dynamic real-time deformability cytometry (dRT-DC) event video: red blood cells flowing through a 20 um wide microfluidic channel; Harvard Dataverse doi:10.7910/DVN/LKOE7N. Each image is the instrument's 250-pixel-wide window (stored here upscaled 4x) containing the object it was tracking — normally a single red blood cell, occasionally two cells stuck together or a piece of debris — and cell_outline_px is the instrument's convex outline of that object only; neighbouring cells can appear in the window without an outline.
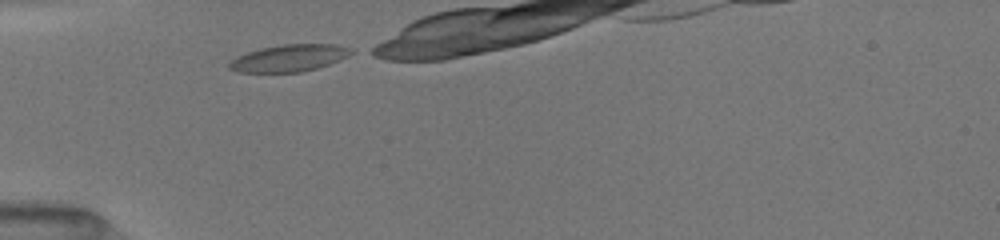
{"species": "common noctule bat (a hibernating species)", "species_latin": "Nyctalus noctula", "temperature_condition": "room temperature", "stored_images_in_passage": 16, "camera_frame_rate_fps": 3000, "um_per_image_px": 0.085, "animal": {"sex": "female", "body_mass_g": 19.5, "forearm_length_mm": 54.1}, "frame": {"image": 1, "passage_image": 1, "time_ms": 0.0, "image_size_px": [1000, 240], "cell_outline_px": [[356, 52], [340, 60], [316, 68], [300, 72], [236, 72], [228, 68], [228, 64], [236, 56], [260, 48], [280, 44], [336, 44], [352, 48]], "centroid_in_image_um": [24.59, 4.92], "position_along_channel_um": 60.4, "area_um2": 19.31}}
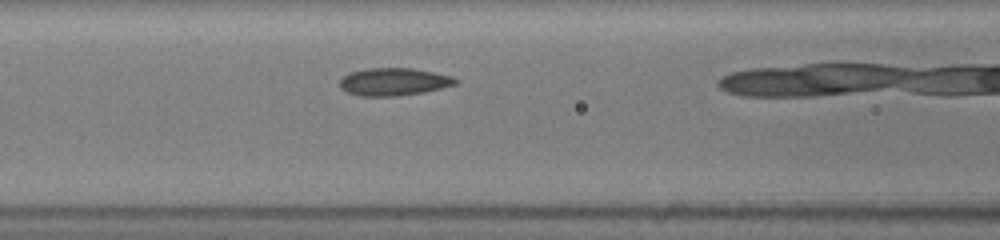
{"frame": {"image": 2, "passage_image": 5, "time_ms": 2.0, "image_size_px": [1000, 240], "cell_outline_px": [[460, 80], [456, 84], [424, 92], [396, 96], [360, 96], [348, 92], [340, 88], [340, 80], [344, 76], [352, 72], [364, 68], [412, 68], [452, 76]], "centroid_in_image_um": [33.47, 6.95], "position_along_channel_um": 133.1, "area_um2": 18.55}}